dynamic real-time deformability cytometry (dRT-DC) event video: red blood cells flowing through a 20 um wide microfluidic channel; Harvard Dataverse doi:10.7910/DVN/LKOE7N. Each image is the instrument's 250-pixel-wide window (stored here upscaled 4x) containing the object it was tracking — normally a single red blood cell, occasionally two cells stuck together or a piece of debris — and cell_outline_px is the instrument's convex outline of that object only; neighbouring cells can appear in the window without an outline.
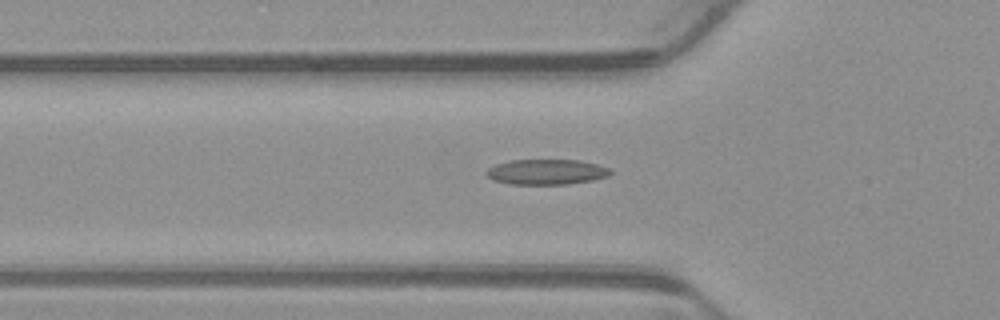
{"species": "common noctule bat (a hibernating species)", "species_latin": "Nyctalus noctula", "temperature_condition": "warm", "stored_images_in_passage": 36, "camera_frame_rate_fps": 3000, "um_per_image_px": 0.085, "animal": {"sex": "male", "body_mass_g": 23.1, "forearm_length_mm": 52.7}, "frame": {"image": 1, "passage_image": 6, "time_ms": 1.667, "image_size_px": [1000, 320], "cell_outline_px": [[612, 172], [608, 176], [592, 180], [568, 184], [508, 184], [492, 180], [484, 172], [488, 168], [496, 164], [508, 160], [580, 160], [612, 168]], "centroid_in_image_um": [46.44, 14.61], "position_along_channel_um": 79.4, "area_um2": 18.44}}
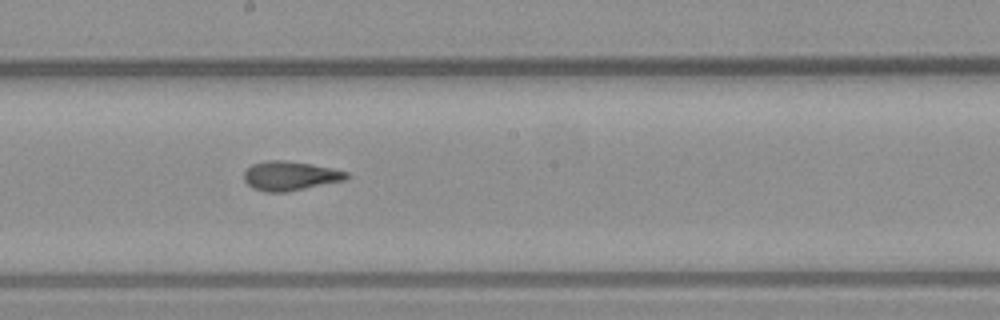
{"frame": {"image": 2, "passage_image": 17, "time_ms": 5.333, "image_size_px": [1000, 320], "cell_outline_px": [[348, 176], [344, 180], [288, 192], [264, 192], [252, 188], [244, 180], [244, 172], [252, 164], [268, 160], [284, 160], [312, 164], [332, 168], [348, 172]], "centroid_in_image_um": [24.63, 14.95], "position_along_channel_um": 223.6, "area_um2": 17.46}}
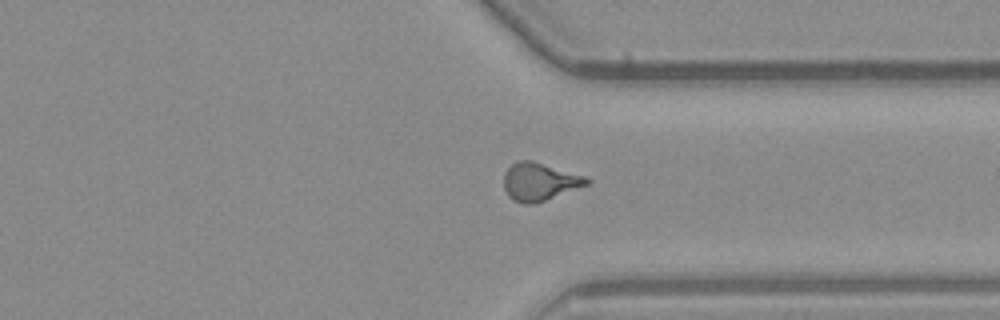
{"frame": {"image": 3, "passage_image": 28, "time_ms": 9.0, "image_size_px": [1000, 320], "cell_outline_px": [[592, 180], [588, 184], [536, 204], [524, 204], [512, 200], [508, 196], [504, 188], [504, 172], [512, 164], [520, 160], [532, 160], [584, 176]], "centroid_in_image_um": [45.83, 15.46], "position_along_channel_um": 365.6, "area_um2": 18.26}, "authors_computed_cell_mechanics": {"area_um2": 17.3978, "velocity_mm_per_s": 3.8919, "shape_relaxation_time_tau1_ms": 5.4118, "shape_relaxation_time_tau2_ms": 1.7788, "deformation_change_tau1": 0.1839, "deformation_change_tau2": 0.094}}